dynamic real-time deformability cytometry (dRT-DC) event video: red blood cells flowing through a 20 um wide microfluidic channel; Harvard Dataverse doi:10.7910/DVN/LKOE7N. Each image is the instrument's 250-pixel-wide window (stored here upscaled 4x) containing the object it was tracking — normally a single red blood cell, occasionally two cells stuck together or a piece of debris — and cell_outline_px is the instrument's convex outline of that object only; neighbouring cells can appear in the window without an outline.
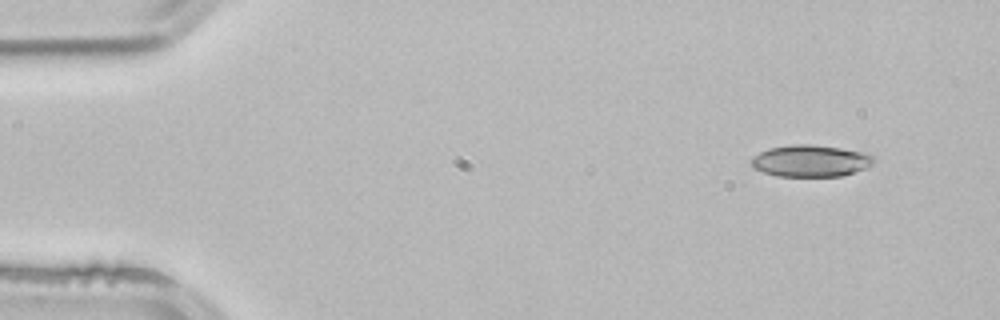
{"species": "common noctule bat (a hibernating species)", "species_latin": "Nyctalus noctula", "temperature_condition": "room temperature", "stored_images_in_passage": 48, "camera_frame_rate_fps": 3000, "um_per_image_px": 0.085, "animal": {"sex": "male", "body_mass_g": 21.5, "forearm_length_mm": 52.0}, "frame": {"image": 1, "passage_image": 1, "time_ms": 0.0, "image_size_px": [1000, 320], "cell_outline_px": [[876, 160], [872, 164], [864, 168], [840, 176], [776, 176], [752, 168], [748, 164], [752, 156], [768, 148], [792, 144], [812, 144], [840, 148], [864, 152], [872, 156]], "centroid_in_image_um": [68.83, 13.66], "position_along_channel_um": 16.2, "area_um2": 22.77}}
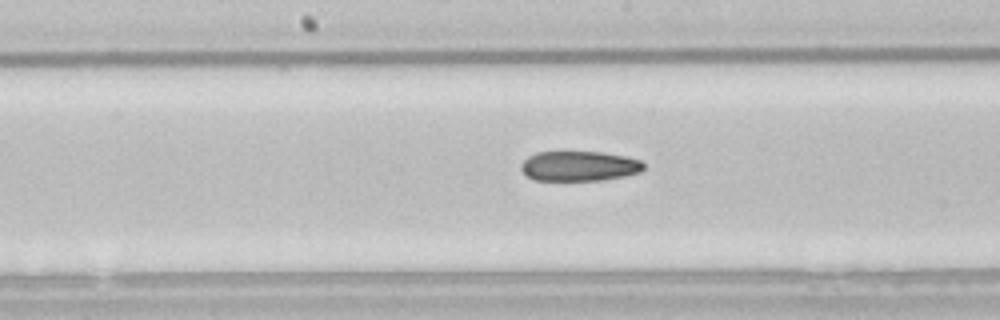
{"frame": {"image": 2, "passage_image": 23, "time_ms": 7.333, "image_size_px": [1000, 320], "cell_outline_px": [[644, 168], [640, 172], [624, 176], [600, 180], [532, 180], [520, 168], [520, 164], [528, 156], [536, 152], [600, 152], [624, 156], [640, 160], [644, 164]], "centroid_in_image_um": [49.21, 14.11], "position_along_channel_um": 199.0, "area_um2": 21.33}}
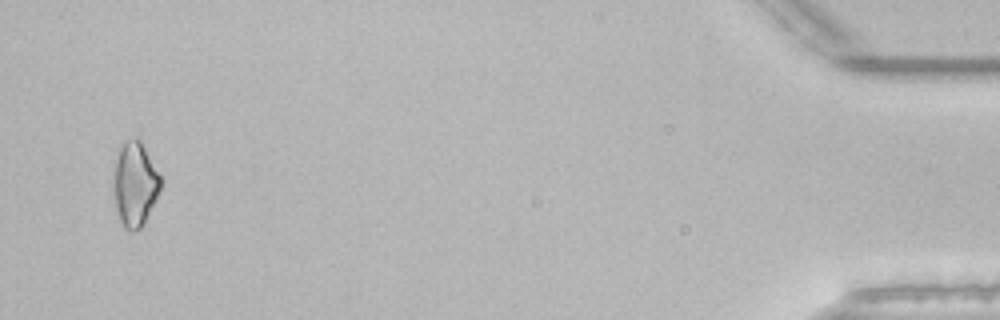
{"frame": {"image": 3, "passage_image": 47, "time_ms": 15.333, "image_size_px": [1000, 320], "cell_outline_px": [[160, 188], [144, 224], [140, 228], [132, 232], [128, 232], [124, 228], [116, 212], [116, 148], [124, 140], [140, 140], [160, 176]], "centroid_in_image_um": [11.46, 15.67], "position_along_channel_um": 423.7, "area_um2": 22.37}, "authors_computed_cell_mechanics": {"area_um2": 22.7154, "velocity_mm_per_s": 3.8936, "shape_relaxation_time_tau1_ms": null, "shape_relaxation_time_tau2_ms": 8.1724, "deformation_change_tau1": null, "deformation_change_tau2": 0.176}}